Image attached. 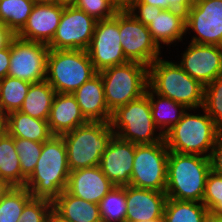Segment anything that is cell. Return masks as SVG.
I'll return each mask as SVG.
<instances>
[{"label": "cell", "instance_id": "cell-18", "mask_svg": "<svg viewBox=\"0 0 222 222\" xmlns=\"http://www.w3.org/2000/svg\"><path fill=\"white\" fill-rule=\"evenodd\" d=\"M167 195L165 191L126 186V221L144 222L163 219Z\"/></svg>", "mask_w": 222, "mask_h": 222}, {"label": "cell", "instance_id": "cell-32", "mask_svg": "<svg viewBox=\"0 0 222 222\" xmlns=\"http://www.w3.org/2000/svg\"><path fill=\"white\" fill-rule=\"evenodd\" d=\"M102 222L126 221V186L113 187L99 202Z\"/></svg>", "mask_w": 222, "mask_h": 222}, {"label": "cell", "instance_id": "cell-39", "mask_svg": "<svg viewBox=\"0 0 222 222\" xmlns=\"http://www.w3.org/2000/svg\"><path fill=\"white\" fill-rule=\"evenodd\" d=\"M211 171L222 176V133L219 134L209 156Z\"/></svg>", "mask_w": 222, "mask_h": 222}, {"label": "cell", "instance_id": "cell-48", "mask_svg": "<svg viewBox=\"0 0 222 222\" xmlns=\"http://www.w3.org/2000/svg\"><path fill=\"white\" fill-rule=\"evenodd\" d=\"M6 132L5 118L0 116V138Z\"/></svg>", "mask_w": 222, "mask_h": 222}, {"label": "cell", "instance_id": "cell-36", "mask_svg": "<svg viewBox=\"0 0 222 222\" xmlns=\"http://www.w3.org/2000/svg\"><path fill=\"white\" fill-rule=\"evenodd\" d=\"M72 5L96 21L112 18L119 11L108 0H75Z\"/></svg>", "mask_w": 222, "mask_h": 222}, {"label": "cell", "instance_id": "cell-44", "mask_svg": "<svg viewBox=\"0 0 222 222\" xmlns=\"http://www.w3.org/2000/svg\"><path fill=\"white\" fill-rule=\"evenodd\" d=\"M112 3L118 10H127L131 3V0H108Z\"/></svg>", "mask_w": 222, "mask_h": 222}, {"label": "cell", "instance_id": "cell-2", "mask_svg": "<svg viewBox=\"0 0 222 222\" xmlns=\"http://www.w3.org/2000/svg\"><path fill=\"white\" fill-rule=\"evenodd\" d=\"M220 133L201 107L187 109L181 120L164 134V140L169 151L209 157Z\"/></svg>", "mask_w": 222, "mask_h": 222}, {"label": "cell", "instance_id": "cell-11", "mask_svg": "<svg viewBox=\"0 0 222 222\" xmlns=\"http://www.w3.org/2000/svg\"><path fill=\"white\" fill-rule=\"evenodd\" d=\"M185 33L189 42L222 47V1L194 0L185 13Z\"/></svg>", "mask_w": 222, "mask_h": 222}, {"label": "cell", "instance_id": "cell-22", "mask_svg": "<svg viewBox=\"0 0 222 222\" xmlns=\"http://www.w3.org/2000/svg\"><path fill=\"white\" fill-rule=\"evenodd\" d=\"M72 94L88 121L110 122L112 113L106 104L104 85L99 73Z\"/></svg>", "mask_w": 222, "mask_h": 222}, {"label": "cell", "instance_id": "cell-29", "mask_svg": "<svg viewBox=\"0 0 222 222\" xmlns=\"http://www.w3.org/2000/svg\"><path fill=\"white\" fill-rule=\"evenodd\" d=\"M208 211L203 203L167 198L163 212V221L204 222Z\"/></svg>", "mask_w": 222, "mask_h": 222}, {"label": "cell", "instance_id": "cell-26", "mask_svg": "<svg viewBox=\"0 0 222 222\" xmlns=\"http://www.w3.org/2000/svg\"><path fill=\"white\" fill-rule=\"evenodd\" d=\"M56 91L46 81L31 83L19 111L41 120H48Z\"/></svg>", "mask_w": 222, "mask_h": 222}, {"label": "cell", "instance_id": "cell-28", "mask_svg": "<svg viewBox=\"0 0 222 222\" xmlns=\"http://www.w3.org/2000/svg\"><path fill=\"white\" fill-rule=\"evenodd\" d=\"M31 83L6 76L0 79V116L19 111L23 105Z\"/></svg>", "mask_w": 222, "mask_h": 222}, {"label": "cell", "instance_id": "cell-1", "mask_svg": "<svg viewBox=\"0 0 222 222\" xmlns=\"http://www.w3.org/2000/svg\"><path fill=\"white\" fill-rule=\"evenodd\" d=\"M70 172L64 139L53 135L42 143L41 155L25 187L33 198L53 202L66 190Z\"/></svg>", "mask_w": 222, "mask_h": 222}, {"label": "cell", "instance_id": "cell-10", "mask_svg": "<svg viewBox=\"0 0 222 222\" xmlns=\"http://www.w3.org/2000/svg\"><path fill=\"white\" fill-rule=\"evenodd\" d=\"M119 34L124 55L129 62H138L149 67L164 56V50L152 39L148 27L128 10H119Z\"/></svg>", "mask_w": 222, "mask_h": 222}, {"label": "cell", "instance_id": "cell-6", "mask_svg": "<svg viewBox=\"0 0 222 222\" xmlns=\"http://www.w3.org/2000/svg\"><path fill=\"white\" fill-rule=\"evenodd\" d=\"M98 72L85 50L49 49L46 81L56 93H74Z\"/></svg>", "mask_w": 222, "mask_h": 222}, {"label": "cell", "instance_id": "cell-4", "mask_svg": "<svg viewBox=\"0 0 222 222\" xmlns=\"http://www.w3.org/2000/svg\"><path fill=\"white\" fill-rule=\"evenodd\" d=\"M210 171L209 157L169 151L165 189L167 198L202 203Z\"/></svg>", "mask_w": 222, "mask_h": 222}, {"label": "cell", "instance_id": "cell-37", "mask_svg": "<svg viewBox=\"0 0 222 222\" xmlns=\"http://www.w3.org/2000/svg\"><path fill=\"white\" fill-rule=\"evenodd\" d=\"M52 210V201L32 198L23 208L19 222H47Z\"/></svg>", "mask_w": 222, "mask_h": 222}, {"label": "cell", "instance_id": "cell-16", "mask_svg": "<svg viewBox=\"0 0 222 222\" xmlns=\"http://www.w3.org/2000/svg\"><path fill=\"white\" fill-rule=\"evenodd\" d=\"M135 144L114 135L103 153L100 168L115 186H128L133 169Z\"/></svg>", "mask_w": 222, "mask_h": 222}, {"label": "cell", "instance_id": "cell-20", "mask_svg": "<svg viewBox=\"0 0 222 222\" xmlns=\"http://www.w3.org/2000/svg\"><path fill=\"white\" fill-rule=\"evenodd\" d=\"M147 27L162 50L164 47H168L167 50L177 47L179 42L186 40L185 12L181 10L154 7V15Z\"/></svg>", "mask_w": 222, "mask_h": 222}, {"label": "cell", "instance_id": "cell-42", "mask_svg": "<svg viewBox=\"0 0 222 222\" xmlns=\"http://www.w3.org/2000/svg\"><path fill=\"white\" fill-rule=\"evenodd\" d=\"M169 9L181 10L187 12L188 9L194 4V0H167Z\"/></svg>", "mask_w": 222, "mask_h": 222}, {"label": "cell", "instance_id": "cell-34", "mask_svg": "<svg viewBox=\"0 0 222 222\" xmlns=\"http://www.w3.org/2000/svg\"><path fill=\"white\" fill-rule=\"evenodd\" d=\"M14 144L19 157L22 175L28 179L41 155L42 143L14 137Z\"/></svg>", "mask_w": 222, "mask_h": 222}, {"label": "cell", "instance_id": "cell-25", "mask_svg": "<svg viewBox=\"0 0 222 222\" xmlns=\"http://www.w3.org/2000/svg\"><path fill=\"white\" fill-rule=\"evenodd\" d=\"M145 94L149 98L154 124L163 135L176 125L187 111L183 104L158 95L149 86Z\"/></svg>", "mask_w": 222, "mask_h": 222}, {"label": "cell", "instance_id": "cell-13", "mask_svg": "<svg viewBox=\"0 0 222 222\" xmlns=\"http://www.w3.org/2000/svg\"><path fill=\"white\" fill-rule=\"evenodd\" d=\"M97 21L73 5H65L49 49L87 51Z\"/></svg>", "mask_w": 222, "mask_h": 222}, {"label": "cell", "instance_id": "cell-17", "mask_svg": "<svg viewBox=\"0 0 222 222\" xmlns=\"http://www.w3.org/2000/svg\"><path fill=\"white\" fill-rule=\"evenodd\" d=\"M64 7L62 3L34 4L25 26L16 36L48 45L60 23Z\"/></svg>", "mask_w": 222, "mask_h": 222}, {"label": "cell", "instance_id": "cell-41", "mask_svg": "<svg viewBox=\"0 0 222 222\" xmlns=\"http://www.w3.org/2000/svg\"><path fill=\"white\" fill-rule=\"evenodd\" d=\"M14 37L15 35L0 23V50L6 48Z\"/></svg>", "mask_w": 222, "mask_h": 222}, {"label": "cell", "instance_id": "cell-7", "mask_svg": "<svg viewBox=\"0 0 222 222\" xmlns=\"http://www.w3.org/2000/svg\"><path fill=\"white\" fill-rule=\"evenodd\" d=\"M110 126L116 136L134 144H152L164 140L155 126L146 94L112 112Z\"/></svg>", "mask_w": 222, "mask_h": 222}, {"label": "cell", "instance_id": "cell-30", "mask_svg": "<svg viewBox=\"0 0 222 222\" xmlns=\"http://www.w3.org/2000/svg\"><path fill=\"white\" fill-rule=\"evenodd\" d=\"M34 4L33 0H0V23L16 36L25 26Z\"/></svg>", "mask_w": 222, "mask_h": 222}, {"label": "cell", "instance_id": "cell-33", "mask_svg": "<svg viewBox=\"0 0 222 222\" xmlns=\"http://www.w3.org/2000/svg\"><path fill=\"white\" fill-rule=\"evenodd\" d=\"M222 133V75L204 87L202 107Z\"/></svg>", "mask_w": 222, "mask_h": 222}, {"label": "cell", "instance_id": "cell-9", "mask_svg": "<svg viewBox=\"0 0 222 222\" xmlns=\"http://www.w3.org/2000/svg\"><path fill=\"white\" fill-rule=\"evenodd\" d=\"M169 150L165 140L152 144H135L130 185L165 191Z\"/></svg>", "mask_w": 222, "mask_h": 222}, {"label": "cell", "instance_id": "cell-27", "mask_svg": "<svg viewBox=\"0 0 222 222\" xmlns=\"http://www.w3.org/2000/svg\"><path fill=\"white\" fill-rule=\"evenodd\" d=\"M0 179L9 186H25L14 137L5 132L0 138Z\"/></svg>", "mask_w": 222, "mask_h": 222}, {"label": "cell", "instance_id": "cell-38", "mask_svg": "<svg viewBox=\"0 0 222 222\" xmlns=\"http://www.w3.org/2000/svg\"><path fill=\"white\" fill-rule=\"evenodd\" d=\"M139 22L148 26L154 15V7L147 3H130L127 9Z\"/></svg>", "mask_w": 222, "mask_h": 222}, {"label": "cell", "instance_id": "cell-3", "mask_svg": "<svg viewBox=\"0 0 222 222\" xmlns=\"http://www.w3.org/2000/svg\"><path fill=\"white\" fill-rule=\"evenodd\" d=\"M148 86L158 95L183 104L187 109L203 107L204 87L175 60L160 57L148 67Z\"/></svg>", "mask_w": 222, "mask_h": 222}, {"label": "cell", "instance_id": "cell-8", "mask_svg": "<svg viewBox=\"0 0 222 222\" xmlns=\"http://www.w3.org/2000/svg\"><path fill=\"white\" fill-rule=\"evenodd\" d=\"M98 73L103 81L105 100L111 113L142 97L148 87V67L138 62L111 66Z\"/></svg>", "mask_w": 222, "mask_h": 222}, {"label": "cell", "instance_id": "cell-46", "mask_svg": "<svg viewBox=\"0 0 222 222\" xmlns=\"http://www.w3.org/2000/svg\"><path fill=\"white\" fill-rule=\"evenodd\" d=\"M47 222H70L59 216L54 210L49 214Z\"/></svg>", "mask_w": 222, "mask_h": 222}, {"label": "cell", "instance_id": "cell-21", "mask_svg": "<svg viewBox=\"0 0 222 222\" xmlns=\"http://www.w3.org/2000/svg\"><path fill=\"white\" fill-rule=\"evenodd\" d=\"M47 122L51 133L61 136L89 121L82 114L73 94L56 93Z\"/></svg>", "mask_w": 222, "mask_h": 222}, {"label": "cell", "instance_id": "cell-14", "mask_svg": "<svg viewBox=\"0 0 222 222\" xmlns=\"http://www.w3.org/2000/svg\"><path fill=\"white\" fill-rule=\"evenodd\" d=\"M87 52L97 72L129 62L120 42L119 11L112 18L97 21Z\"/></svg>", "mask_w": 222, "mask_h": 222}, {"label": "cell", "instance_id": "cell-40", "mask_svg": "<svg viewBox=\"0 0 222 222\" xmlns=\"http://www.w3.org/2000/svg\"><path fill=\"white\" fill-rule=\"evenodd\" d=\"M10 66V44L0 50V79L8 76V70Z\"/></svg>", "mask_w": 222, "mask_h": 222}, {"label": "cell", "instance_id": "cell-5", "mask_svg": "<svg viewBox=\"0 0 222 222\" xmlns=\"http://www.w3.org/2000/svg\"><path fill=\"white\" fill-rule=\"evenodd\" d=\"M114 135L110 122L91 121L61 135L70 171L99 166Z\"/></svg>", "mask_w": 222, "mask_h": 222}, {"label": "cell", "instance_id": "cell-23", "mask_svg": "<svg viewBox=\"0 0 222 222\" xmlns=\"http://www.w3.org/2000/svg\"><path fill=\"white\" fill-rule=\"evenodd\" d=\"M4 118L6 132L11 137L43 143L53 136L47 120L33 118L21 111L11 112Z\"/></svg>", "mask_w": 222, "mask_h": 222}, {"label": "cell", "instance_id": "cell-45", "mask_svg": "<svg viewBox=\"0 0 222 222\" xmlns=\"http://www.w3.org/2000/svg\"><path fill=\"white\" fill-rule=\"evenodd\" d=\"M204 222H222V215L214 213L212 211H208Z\"/></svg>", "mask_w": 222, "mask_h": 222}, {"label": "cell", "instance_id": "cell-43", "mask_svg": "<svg viewBox=\"0 0 222 222\" xmlns=\"http://www.w3.org/2000/svg\"><path fill=\"white\" fill-rule=\"evenodd\" d=\"M131 3H147L152 5L153 7L169 9V4L167 0H131Z\"/></svg>", "mask_w": 222, "mask_h": 222}, {"label": "cell", "instance_id": "cell-47", "mask_svg": "<svg viewBox=\"0 0 222 222\" xmlns=\"http://www.w3.org/2000/svg\"><path fill=\"white\" fill-rule=\"evenodd\" d=\"M10 186L3 180L0 179V198L8 190Z\"/></svg>", "mask_w": 222, "mask_h": 222}, {"label": "cell", "instance_id": "cell-31", "mask_svg": "<svg viewBox=\"0 0 222 222\" xmlns=\"http://www.w3.org/2000/svg\"><path fill=\"white\" fill-rule=\"evenodd\" d=\"M32 198L25 186H10L0 198V222H19L23 208Z\"/></svg>", "mask_w": 222, "mask_h": 222}, {"label": "cell", "instance_id": "cell-50", "mask_svg": "<svg viewBox=\"0 0 222 222\" xmlns=\"http://www.w3.org/2000/svg\"><path fill=\"white\" fill-rule=\"evenodd\" d=\"M75 0H58V3H62L65 5H72Z\"/></svg>", "mask_w": 222, "mask_h": 222}, {"label": "cell", "instance_id": "cell-24", "mask_svg": "<svg viewBox=\"0 0 222 222\" xmlns=\"http://www.w3.org/2000/svg\"><path fill=\"white\" fill-rule=\"evenodd\" d=\"M52 204L53 210L70 222H102L99 204L77 198L66 190Z\"/></svg>", "mask_w": 222, "mask_h": 222}, {"label": "cell", "instance_id": "cell-51", "mask_svg": "<svg viewBox=\"0 0 222 222\" xmlns=\"http://www.w3.org/2000/svg\"><path fill=\"white\" fill-rule=\"evenodd\" d=\"M144 222H164V221H163V219H155V220L144 221Z\"/></svg>", "mask_w": 222, "mask_h": 222}, {"label": "cell", "instance_id": "cell-49", "mask_svg": "<svg viewBox=\"0 0 222 222\" xmlns=\"http://www.w3.org/2000/svg\"><path fill=\"white\" fill-rule=\"evenodd\" d=\"M35 4H55L58 0H33Z\"/></svg>", "mask_w": 222, "mask_h": 222}, {"label": "cell", "instance_id": "cell-19", "mask_svg": "<svg viewBox=\"0 0 222 222\" xmlns=\"http://www.w3.org/2000/svg\"><path fill=\"white\" fill-rule=\"evenodd\" d=\"M115 185L105 176L100 166L71 171L66 191L71 195L99 204Z\"/></svg>", "mask_w": 222, "mask_h": 222}, {"label": "cell", "instance_id": "cell-35", "mask_svg": "<svg viewBox=\"0 0 222 222\" xmlns=\"http://www.w3.org/2000/svg\"><path fill=\"white\" fill-rule=\"evenodd\" d=\"M202 203L209 211L222 215V176L208 173Z\"/></svg>", "mask_w": 222, "mask_h": 222}, {"label": "cell", "instance_id": "cell-15", "mask_svg": "<svg viewBox=\"0 0 222 222\" xmlns=\"http://www.w3.org/2000/svg\"><path fill=\"white\" fill-rule=\"evenodd\" d=\"M185 50L176 62L203 86L222 75V47L217 45L182 42ZM188 44V45H187ZM187 45V46H186Z\"/></svg>", "mask_w": 222, "mask_h": 222}, {"label": "cell", "instance_id": "cell-12", "mask_svg": "<svg viewBox=\"0 0 222 222\" xmlns=\"http://www.w3.org/2000/svg\"><path fill=\"white\" fill-rule=\"evenodd\" d=\"M48 52L46 43L27 41L15 36L10 42L8 76L29 83L46 80Z\"/></svg>", "mask_w": 222, "mask_h": 222}]
</instances>
